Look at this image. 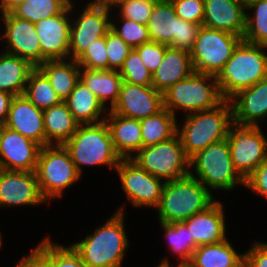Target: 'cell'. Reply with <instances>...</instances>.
I'll return each instance as SVG.
<instances>
[{"instance_id":"6da1fadb","label":"cell","mask_w":267,"mask_h":267,"mask_svg":"<svg viewBox=\"0 0 267 267\" xmlns=\"http://www.w3.org/2000/svg\"><path fill=\"white\" fill-rule=\"evenodd\" d=\"M118 207L104 224L83 239L69 243L80 255L86 267H123L130 240L126 226V204ZM126 209V210H125Z\"/></svg>"},{"instance_id":"7a4b0ae2","label":"cell","mask_w":267,"mask_h":267,"mask_svg":"<svg viewBox=\"0 0 267 267\" xmlns=\"http://www.w3.org/2000/svg\"><path fill=\"white\" fill-rule=\"evenodd\" d=\"M267 46L242 40L215 76L224 100L267 77Z\"/></svg>"},{"instance_id":"3957f363","label":"cell","mask_w":267,"mask_h":267,"mask_svg":"<svg viewBox=\"0 0 267 267\" xmlns=\"http://www.w3.org/2000/svg\"><path fill=\"white\" fill-rule=\"evenodd\" d=\"M183 118L180 125L177 118L176 134L185 154L190 158L210 144L227 138L233 125L232 105L230 100H224L213 109L189 113Z\"/></svg>"},{"instance_id":"277c9868","label":"cell","mask_w":267,"mask_h":267,"mask_svg":"<svg viewBox=\"0 0 267 267\" xmlns=\"http://www.w3.org/2000/svg\"><path fill=\"white\" fill-rule=\"evenodd\" d=\"M217 199L199 180L187 177L165 182L159 205L158 222L181 223L206 210Z\"/></svg>"},{"instance_id":"5b68a950","label":"cell","mask_w":267,"mask_h":267,"mask_svg":"<svg viewBox=\"0 0 267 267\" xmlns=\"http://www.w3.org/2000/svg\"><path fill=\"white\" fill-rule=\"evenodd\" d=\"M63 146L69 151L76 170L82 177L83 169L89 166L100 165L115 171L122 160L115 151L105 120L94 124H80Z\"/></svg>"},{"instance_id":"8992f818","label":"cell","mask_w":267,"mask_h":267,"mask_svg":"<svg viewBox=\"0 0 267 267\" xmlns=\"http://www.w3.org/2000/svg\"><path fill=\"white\" fill-rule=\"evenodd\" d=\"M189 175L199 180L211 193L231 192L245 187V179L235 169L227 138L210 144L189 159Z\"/></svg>"},{"instance_id":"52a82bcc","label":"cell","mask_w":267,"mask_h":267,"mask_svg":"<svg viewBox=\"0 0 267 267\" xmlns=\"http://www.w3.org/2000/svg\"><path fill=\"white\" fill-rule=\"evenodd\" d=\"M163 100L164 107L177 118V110L182 111V115L210 110L221 104L224 98L214 75L193 72L167 89Z\"/></svg>"},{"instance_id":"ba28073f","label":"cell","mask_w":267,"mask_h":267,"mask_svg":"<svg viewBox=\"0 0 267 267\" xmlns=\"http://www.w3.org/2000/svg\"><path fill=\"white\" fill-rule=\"evenodd\" d=\"M35 173L39 190L48 204L62 199L66 189L83 179L63 145L41 147Z\"/></svg>"},{"instance_id":"9c48e42d","label":"cell","mask_w":267,"mask_h":267,"mask_svg":"<svg viewBox=\"0 0 267 267\" xmlns=\"http://www.w3.org/2000/svg\"><path fill=\"white\" fill-rule=\"evenodd\" d=\"M189 159L177 134L168 141L142 147L131 158L141 169L164 182L187 177Z\"/></svg>"},{"instance_id":"30bf717a","label":"cell","mask_w":267,"mask_h":267,"mask_svg":"<svg viewBox=\"0 0 267 267\" xmlns=\"http://www.w3.org/2000/svg\"><path fill=\"white\" fill-rule=\"evenodd\" d=\"M242 40L241 36L201 26L190 51L194 72L216 76Z\"/></svg>"},{"instance_id":"8fae6325","label":"cell","mask_w":267,"mask_h":267,"mask_svg":"<svg viewBox=\"0 0 267 267\" xmlns=\"http://www.w3.org/2000/svg\"><path fill=\"white\" fill-rule=\"evenodd\" d=\"M85 4L84 7L79 6L81 9H77L75 3L70 4L69 58L73 60H77L95 40L105 37L111 30L112 10L93 5L87 0Z\"/></svg>"},{"instance_id":"7c38bea8","label":"cell","mask_w":267,"mask_h":267,"mask_svg":"<svg viewBox=\"0 0 267 267\" xmlns=\"http://www.w3.org/2000/svg\"><path fill=\"white\" fill-rule=\"evenodd\" d=\"M261 126L232 125L227 135L231 160L235 169L246 179L267 160V134Z\"/></svg>"},{"instance_id":"4fadbf2b","label":"cell","mask_w":267,"mask_h":267,"mask_svg":"<svg viewBox=\"0 0 267 267\" xmlns=\"http://www.w3.org/2000/svg\"><path fill=\"white\" fill-rule=\"evenodd\" d=\"M125 198L136 209L159 205L165 182L141 169L133 160L122 159L115 169Z\"/></svg>"},{"instance_id":"5bb4252c","label":"cell","mask_w":267,"mask_h":267,"mask_svg":"<svg viewBox=\"0 0 267 267\" xmlns=\"http://www.w3.org/2000/svg\"><path fill=\"white\" fill-rule=\"evenodd\" d=\"M0 20V47L3 46L0 50L26 59L34 67L39 66L41 46L35 25L11 13L1 14Z\"/></svg>"},{"instance_id":"9a60e30c","label":"cell","mask_w":267,"mask_h":267,"mask_svg":"<svg viewBox=\"0 0 267 267\" xmlns=\"http://www.w3.org/2000/svg\"><path fill=\"white\" fill-rule=\"evenodd\" d=\"M47 205L38 185L35 171L0 172V208Z\"/></svg>"},{"instance_id":"2e32d148","label":"cell","mask_w":267,"mask_h":267,"mask_svg":"<svg viewBox=\"0 0 267 267\" xmlns=\"http://www.w3.org/2000/svg\"><path fill=\"white\" fill-rule=\"evenodd\" d=\"M164 108L163 93L153 86L122 82L118 101L110 110L120 116L142 120Z\"/></svg>"},{"instance_id":"e0dca14e","label":"cell","mask_w":267,"mask_h":267,"mask_svg":"<svg viewBox=\"0 0 267 267\" xmlns=\"http://www.w3.org/2000/svg\"><path fill=\"white\" fill-rule=\"evenodd\" d=\"M41 146L19 132L0 126V164L10 171H35Z\"/></svg>"},{"instance_id":"ac0fdd59","label":"cell","mask_w":267,"mask_h":267,"mask_svg":"<svg viewBox=\"0 0 267 267\" xmlns=\"http://www.w3.org/2000/svg\"><path fill=\"white\" fill-rule=\"evenodd\" d=\"M34 25L41 46V63L69 58L70 6L62 14L53 15Z\"/></svg>"},{"instance_id":"d6986e66","label":"cell","mask_w":267,"mask_h":267,"mask_svg":"<svg viewBox=\"0 0 267 267\" xmlns=\"http://www.w3.org/2000/svg\"><path fill=\"white\" fill-rule=\"evenodd\" d=\"M225 204L217 199L206 210L196 213L182 223L194 238L195 247L223 242L227 235ZM228 236V237H227Z\"/></svg>"},{"instance_id":"ffe728a7","label":"cell","mask_w":267,"mask_h":267,"mask_svg":"<svg viewBox=\"0 0 267 267\" xmlns=\"http://www.w3.org/2000/svg\"><path fill=\"white\" fill-rule=\"evenodd\" d=\"M233 125L265 126L267 122V77L230 99Z\"/></svg>"},{"instance_id":"44dd1931","label":"cell","mask_w":267,"mask_h":267,"mask_svg":"<svg viewBox=\"0 0 267 267\" xmlns=\"http://www.w3.org/2000/svg\"><path fill=\"white\" fill-rule=\"evenodd\" d=\"M7 128L46 146L43 111L35 107L24 95L14 96L6 123Z\"/></svg>"},{"instance_id":"7402d4cb","label":"cell","mask_w":267,"mask_h":267,"mask_svg":"<svg viewBox=\"0 0 267 267\" xmlns=\"http://www.w3.org/2000/svg\"><path fill=\"white\" fill-rule=\"evenodd\" d=\"M204 6L202 26L243 38L246 9L237 0H204Z\"/></svg>"},{"instance_id":"603a6c76","label":"cell","mask_w":267,"mask_h":267,"mask_svg":"<svg viewBox=\"0 0 267 267\" xmlns=\"http://www.w3.org/2000/svg\"><path fill=\"white\" fill-rule=\"evenodd\" d=\"M105 123L115 151L121 159H131L143 147L140 120L126 118L108 110Z\"/></svg>"},{"instance_id":"cb8c5ba5","label":"cell","mask_w":267,"mask_h":267,"mask_svg":"<svg viewBox=\"0 0 267 267\" xmlns=\"http://www.w3.org/2000/svg\"><path fill=\"white\" fill-rule=\"evenodd\" d=\"M194 72L190 52L167 46L163 60L152 73V86L164 93L172 85Z\"/></svg>"},{"instance_id":"d4e9b609","label":"cell","mask_w":267,"mask_h":267,"mask_svg":"<svg viewBox=\"0 0 267 267\" xmlns=\"http://www.w3.org/2000/svg\"><path fill=\"white\" fill-rule=\"evenodd\" d=\"M63 102L79 125L104 121L108 113L97 96L80 79L69 97Z\"/></svg>"},{"instance_id":"484cf974","label":"cell","mask_w":267,"mask_h":267,"mask_svg":"<svg viewBox=\"0 0 267 267\" xmlns=\"http://www.w3.org/2000/svg\"><path fill=\"white\" fill-rule=\"evenodd\" d=\"M150 40L177 49L178 16L170 0H157L146 24Z\"/></svg>"},{"instance_id":"4316f807","label":"cell","mask_w":267,"mask_h":267,"mask_svg":"<svg viewBox=\"0 0 267 267\" xmlns=\"http://www.w3.org/2000/svg\"><path fill=\"white\" fill-rule=\"evenodd\" d=\"M80 80L107 110H111L118 101L123 79L117 70H90L80 67Z\"/></svg>"},{"instance_id":"83f0119b","label":"cell","mask_w":267,"mask_h":267,"mask_svg":"<svg viewBox=\"0 0 267 267\" xmlns=\"http://www.w3.org/2000/svg\"><path fill=\"white\" fill-rule=\"evenodd\" d=\"M50 82L62 101H65L80 79V66L73 59L46 60L36 67Z\"/></svg>"},{"instance_id":"f1b7e54d","label":"cell","mask_w":267,"mask_h":267,"mask_svg":"<svg viewBox=\"0 0 267 267\" xmlns=\"http://www.w3.org/2000/svg\"><path fill=\"white\" fill-rule=\"evenodd\" d=\"M194 267H240L244 252H238L228 238L223 242L198 246L190 260Z\"/></svg>"},{"instance_id":"f546056e","label":"cell","mask_w":267,"mask_h":267,"mask_svg":"<svg viewBox=\"0 0 267 267\" xmlns=\"http://www.w3.org/2000/svg\"><path fill=\"white\" fill-rule=\"evenodd\" d=\"M43 124L47 145H64L76 132L79 123L62 101L43 111Z\"/></svg>"},{"instance_id":"4dcf8cb0","label":"cell","mask_w":267,"mask_h":267,"mask_svg":"<svg viewBox=\"0 0 267 267\" xmlns=\"http://www.w3.org/2000/svg\"><path fill=\"white\" fill-rule=\"evenodd\" d=\"M28 60L0 51V91L23 95L29 74L35 69Z\"/></svg>"},{"instance_id":"1f68e13d","label":"cell","mask_w":267,"mask_h":267,"mask_svg":"<svg viewBox=\"0 0 267 267\" xmlns=\"http://www.w3.org/2000/svg\"><path fill=\"white\" fill-rule=\"evenodd\" d=\"M143 147L170 140L177 133V118L165 107L140 120Z\"/></svg>"},{"instance_id":"d6a6232c","label":"cell","mask_w":267,"mask_h":267,"mask_svg":"<svg viewBox=\"0 0 267 267\" xmlns=\"http://www.w3.org/2000/svg\"><path fill=\"white\" fill-rule=\"evenodd\" d=\"M163 230L165 240H168L169 255L175 256L178 262H190L195 251L194 238L189 234V229L181 223L158 222Z\"/></svg>"},{"instance_id":"836d02e7","label":"cell","mask_w":267,"mask_h":267,"mask_svg":"<svg viewBox=\"0 0 267 267\" xmlns=\"http://www.w3.org/2000/svg\"><path fill=\"white\" fill-rule=\"evenodd\" d=\"M23 95L42 111L62 102L48 79L37 68L29 74Z\"/></svg>"},{"instance_id":"e575fe53","label":"cell","mask_w":267,"mask_h":267,"mask_svg":"<svg viewBox=\"0 0 267 267\" xmlns=\"http://www.w3.org/2000/svg\"><path fill=\"white\" fill-rule=\"evenodd\" d=\"M69 6L70 3L66 0H26L10 13L35 24L53 15L62 14Z\"/></svg>"},{"instance_id":"d590c367","label":"cell","mask_w":267,"mask_h":267,"mask_svg":"<svg viewBox=\"0 0 267 267\" xmlns=\"http://www.w3.org/2000/svg\"><path fill=\"white\" fill-rule=\"evenodd\" d=\"M243 40L248 43L267 46V0H260L246 9V27Z\"/></svg>"},{"instance_id":"8d00e7d4","label":"cell","mask_w":267,"mask_h":267,"mask_svg":"<svg viewBox=\"0 0 267 267\" xmlns=\"http://www.w3.org/2000/svg\"><path fill=\"white\" fill-rule=\"evenodd\" d=\"M111 19V30L132 49L151 41L146 25L126 18Z\"/></svg>"},{"instance_id":"74e56055","label":"cell","mask_w":267,"mask_h":267,"mask_svg":"<svg viewBox=\"0 0 267 267\" xmlns=\"http://www.w3.org/2000/svg\"><path fill=\"white\" fill-rule=\"evenodd\" d=\"M118 72L124 82L142 86H152V73L144 65L135 49L129 52Z\"/></svg>"},{"instance_id":"f35d334b","label":"cell","mask_w":267,"mask_h":267,"mask_svg":"<svg viewBox=\"0 0 267 267\" xmlns=\"http://www.w3.org/2000/svg\"><path fill=\"white\" fill-rule=\"evenodd\" d=\"M156 1L157 0H124L112 10L111 18H126L136 23L146 25ZM117 10L118 12L116 13Z\"/></svg>"},{"instance_id":"ab89813d","label":"cell","mask_w":267,"mask_h":267,"mask_svg":"<svg viewBox=\"0 0 267 267\" xmlns=\"http://www.w3.org/2000/svg\"><path fill=\"white\" fill-rule=\"evenodd\" d=\"M82 68L90 70H108L109 60L105 37L95 40L77 60Z\"/></svg>"},{"instance_id":"60d3db41","label":"cell","mask_w":267,"mask_h":267,"mask_svg":"<svg viewBox=\"0 0 267 267\" xmlns=\"http://www.w3.org/2000/svg\"><path fill=\"white\" fill-rule=\"evenodd\" d=\"M45 236L27 255H23L14 267H52V238ZM13 267V266H12Z\"/></svg>"},{"instance_id":"b9f144b4","label":"cell","mask_w":267,"mask_h":267,"mask_svg":"<svg viewBox=\"0 0 267 267\" xmlns=\"http://www.w3.org/2000/svg\"><path fill=\"white\" fill-rule=\"evenodd\" d=\"M105 41L109 60V69L119 71L132 48L112 30L105 35Z\"/></svg>"},{"instance_id":"7bdbcfd3","label":"cell","mask_w":267,"mask_h":267,"mask_svg":"<svg viewBox=\"0 0 267 267\" xmlns=\"http://www.w3.org/2000/svg\"><path fill=\"white\" fill-rule=\"evenodd\" d=\"M175 14L181 19L202 26L204 19V0H170Z\"/></svg>"},{"instance_id":"ee69618b","label":"cell","mask_w":267,"mask_h":267,"mask_svg":"<svg viewBox=\"0 0 267 267\" xmlns=\"http://www.w3.org/2000/svg\"><path fill=\"white\" fill-rule=\"evenodd\" d=\"M64 245L52 240V267H86L73 247Z\"/></svg>"},{"instance_id":"f6af8a7d","label":"cell","mask_w":267,"mask_h":267,"mask_svg":"<svg viewBox=\"0 0 267 267\" xmlns=\"http://www.w3.org/2000/svg\"><path fill=\"white\" fill-rule=\"evenodd\" d=\"M134 49L138 52L144 65L153 73L161 64L167 45L149 41Z\"/></svg>"},{"instance_id":"bcb514c9","label":"cell","mask_w":267,"mask_h":267,"mask_svg":"<svg viewBox=\"0 0 267 267\" xmlns=\"http://www.w3.org/2000/svg\"><path fill=\"white\" fill-rule=\"evenodd\" d=\"M246 189L267 200V160L260 164L246 179Z\"/></svg>"},{"instance_id":"7dc6e473","label":"cell","mask_w":267,"mask_h":267,"mask_svg":"<svg viewBox=\"0 0 267 267\" xmlns=\"http://www.w3.org/2000/svg\"><path fill=\"white\" fill-rule=\"evenodd\" d=\"M201 26L178 17L177 49L190 52Z\"/></svg>"},{"instance_id":"c3c4849f","label":"cell","mask_w":267,"mask_h":267,"mask_svg":"<svg viewBox=\"0 0 267 267\" xmlns=\"http://www.w3.org/2000/svg\"><path fill=\"white\" fill-rule=\"evenodd\" d=\"M254 240L244 251V263L247 267H267V242Z\"/></svg>"},{"instance_id":"681fc988","label":"cell","mask_w":267,"mask_h":267,"mask_svg":"<svg viewBox=\"0 0 267 267\" xmlns=\"http://www.w3.org/2000/svg\"><path fill=\"white\" fill-rule=\"evenodd\" d=\"M14 95L0 91V124L4 125L7 121L9 109Z\"/></svg>"},{"instance_id":"f907efd6","label":"cell","mask_w":267,"mask_h":267,"mask_svg":"<svg viewBox=\"0 0 267 267\" xmlns=\"http://www.w3.org/2000/svg\"><path fill=\"white\" fill-rule=\"evenodd\" d=\"M26 0H0V14L10 13Z\"/></svg>"},{"instance_id":"816d5d0a","label":"cell","mask_w":267,"mask_h":267,"mask_svg":"<svg viewBox=\"0 0 267 267\" xmlns=\"http://www.w3.org/2000/svg\"><path fill=\"white\" fill-rule=\"evenodd\" d=\"M89 3L113 10L124 0H87Z\"/></svg>"},{"instance_id":"f5cc1de1","label":"cell","mask_w":267,"mask_h":267,"mask_svg":"<svg viewBox=\"0 0 267 267\" xmlns=\"http://www.w3.org/2000/svg\"><path fill=\"white\" fill-rule=\"evenodd\" d=\"M170 262H172V261H170L169 257H168V256H165V257L160 261V264L165 265V264L168 263V267H173V266H172L173 263L171 264ZM175 265H176V266H174V267H194V266L191 264V262H177Z\"/></svg>"},{"instance_id":"db71d44e","label":"cell","mask_w":267,"mask_h":267,"mask_svg":"<svg viewBox=\"0 0 267 267\" xmlns=\"http://www.w3.org/2000/svg\"><path fill=\"white\" fill-rule=\"evenodd\" d=\"M245 9L249 8L252 4L260 0H237Z\"/></svg>"},{"instance_id":"11a10c76","label":"cell","mask_w":267,"mask_h":267,"mask_svg":"<svg viewBox=\"0 0 267 267\" xmlns=\"http://www.w3.org/2000/svg\"><path fill=\"white\" fill-rule=\"evenodd\" d=\"M2 234H3V233L0 232V250H1V248L3 247V243H4V242H3V241H4V240H3L4 238L2 237Z\"/></svg>"},{"instance_id":"9f6ffc18","label":"cell","mask_w":267,"mask_h":267,"mask_svg":"<svg viewBox=\"0 0 267 267\" xmlns=\"http://www.w3.org/2000/svg\"><path fill=\"white\" fill-rule=\"evenodd\" d=\"M155 267H168V263L165 264V265H162V264L159 263L158 266L155 265Z\"/></svg>"},{"instance_id":"6f0895ef","label":"cell","mask_w":267,"mask_h":267,"mask_svg":"<svg viewBox=\"0 0 267 267\" xmlns=\"http://www.w3.org/2000/svg\"><path fill=\"white\" fill-rule=\"evenodd\" d=\"M66 1L69 2L70 4H74V0H66ZM76 1H78V0H75V4H77Z\"/></svg>"},{"instance_id":"680465c9","label":"cell","mask_w":267,"mask_h":267,"mask_svg":"<svg viewBox=\"0 0 267 267\" xmlns=\"http://www.w3.org/2000/svg\"><path fill=\"white\" fill-rule=\"evenodd\" d=\"M240 267H247L245 263H243Z\"/></svg>"}]
</instances>
